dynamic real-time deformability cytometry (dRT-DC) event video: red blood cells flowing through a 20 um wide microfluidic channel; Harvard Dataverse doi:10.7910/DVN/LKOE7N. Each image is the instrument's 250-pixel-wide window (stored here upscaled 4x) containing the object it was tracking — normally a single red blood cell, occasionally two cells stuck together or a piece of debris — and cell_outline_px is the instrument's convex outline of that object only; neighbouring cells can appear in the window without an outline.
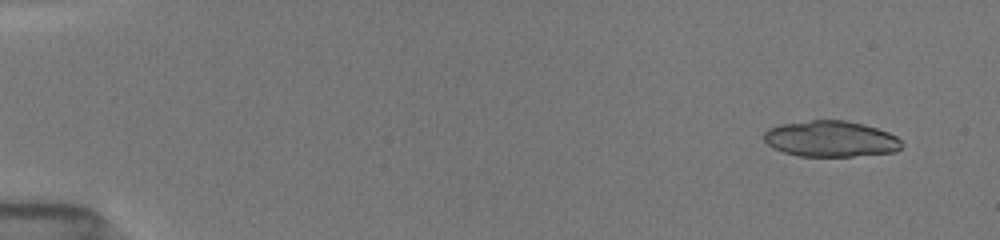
{"species": "common noctule bat (a hibernating species)", "species_latin": "Nyctalus noctula", "temperature_condition": "room temperature", "stored_images_in_passage": 21, "camera_frame_rate_fps": 3000, "um_per_image_px": 0.085, "animal": {"sex": "female", "body_mass_g": 19.5, "forearm_length_mm": 54.1}, "frame": {"image": 1, "passage_image": 2, "time_ms": 0.667, "image_size_px": [1000, 240], "cell_outline_px": [[904, 144], [896, 152], [852, 156], [800, 156], [784, 152], [772, 148], [764, 140], [764, 132], [768, 128], [780, 124], [812, 120], [844, 120], [864, 124], [888, 132], [896, 136]], "centroid_in_image_um": [70.61, 11.8], "position_along_channel_um": 14.4, "area_um2": 28.96}}
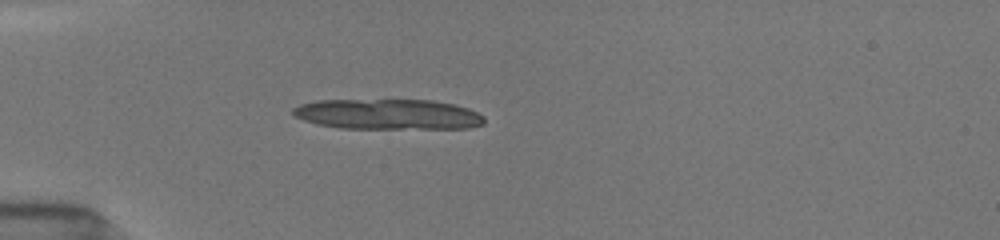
{"frame": {"image": 2, "passage_image": 13, "time_ms": 4.667, "image_size_px": [1000, 240], "cell_outline_px": [[484, 124], [468, 128], [340, 128], [316, 124], [292, 116], [292, 108], [300, 104], [316, 100], [432, 100], [456, 104], [468, 108], [484, 116]], "centroid_in_image_um": [32.95, 9.71], "position_along_channel_um": 52.0, "area_um2": 34.04}}